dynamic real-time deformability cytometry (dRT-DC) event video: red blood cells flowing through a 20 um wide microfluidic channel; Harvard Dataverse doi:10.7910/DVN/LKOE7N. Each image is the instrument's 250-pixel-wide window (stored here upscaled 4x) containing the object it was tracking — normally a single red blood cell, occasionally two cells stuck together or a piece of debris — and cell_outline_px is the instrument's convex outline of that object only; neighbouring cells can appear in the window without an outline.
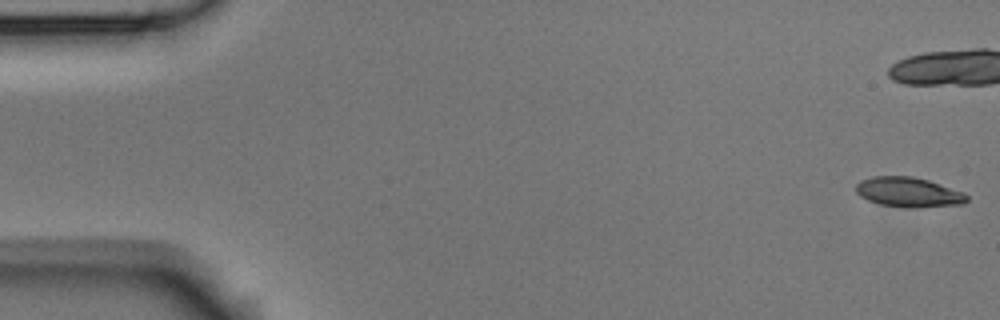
{"species": "Egyptian fruit bat (a non-hibernating species)", "species_latin": "Rousettus aegyptiacus", "temperature_condition": "room temperature", "stored_images_in_passage": 6, "camera_frame_rate_fps": 3000, "um_per_image_px": 0.085, "animal": {"sex": "male"}, "frame": {"image": 1, "passage_image": 1, "time_ms": 0.0, "image_size_px": [1000, 320], "cell_outline_px": [[968, 200], [964, 204], [880, 204], [868, 200], [860, 196], [856, 192], [856, 184], [860, 180], [872, 176], [912, 176], [928, 180], [964, 192], [968, 196]], "centroid_in_image_um": [77.17, 16.25], "position_along_channel_um": 7.8, "area_um2": 18.09}}